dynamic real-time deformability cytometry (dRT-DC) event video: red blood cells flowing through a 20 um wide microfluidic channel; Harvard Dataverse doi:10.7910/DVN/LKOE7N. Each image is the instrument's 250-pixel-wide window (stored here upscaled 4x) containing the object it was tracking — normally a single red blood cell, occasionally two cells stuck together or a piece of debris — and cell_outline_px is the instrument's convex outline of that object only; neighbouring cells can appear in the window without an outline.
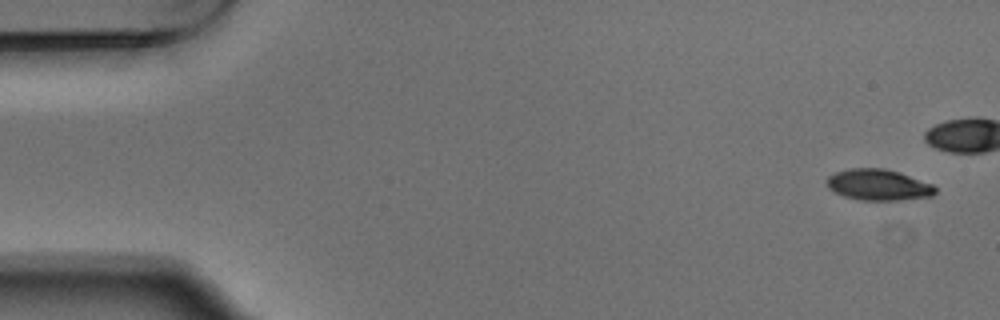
{"species": "Egyptian fruit bat (a non-hibernating species)", "species_latin": "Rousettus aegyptiacus", "temperature_condition": "warm", "stored_images_in_passage": 16, "camera_frame_rate_fps": 3000, "um_per_image_px": 0.085, "animal": {"sex": "male"}, "frame": {"image": 1, "passage_image": 1, "time_ms": 0.0, "image_size_px": [1000, 320], "cell_outline_px": [[936, 192], [932, 196], [900, 200], [860, 200], [844, 196], [832, 192], [828, 188], [828, 176], [836, 172], [848, 168], [884, 168], [900, 172], [932, 184], [936, 188]], "centroid_in_image_um": [74.66, 15.71], "position_along_channel_um": 10.3, "area_um2": 19.71}}
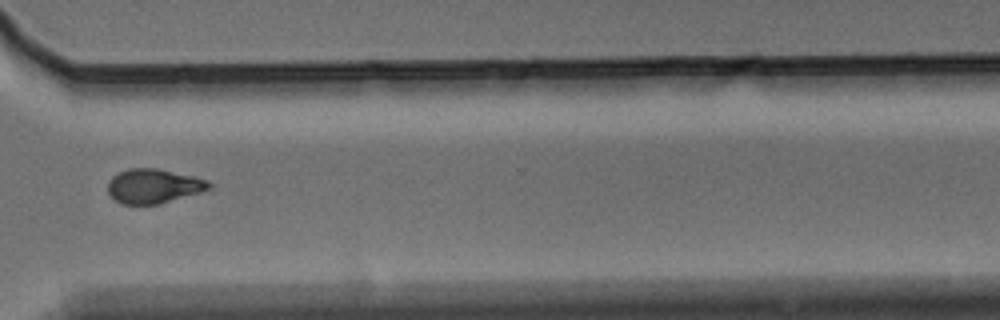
{"frame": {"image": 2, "passage_image": 12, "time_ms": 3.667, "image_size_px": [1000, 320], "cell_outline_px": [[212, 188], [200, 192], [160, 204], [120, 204], [108, 192], [108, 180], [116, 172], [128, 168], [160, 168], [208, 180], [212, 184]], "centroid_in_image_um": [13.04, 15.8], "position_along_channel_um": 357.6, "area_um2": 20.46}}
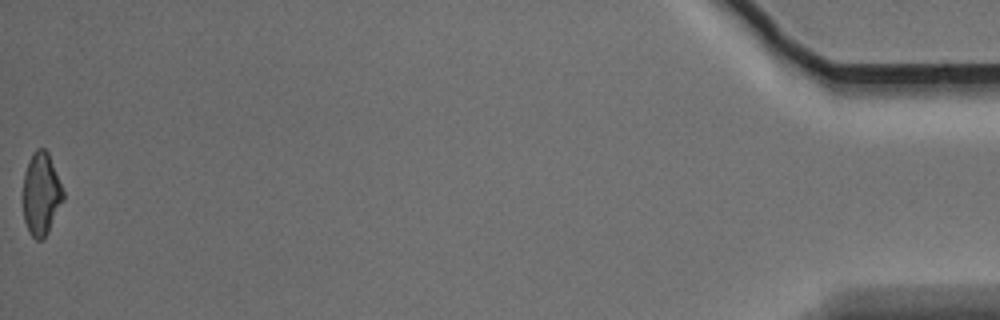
{"frame": {"image": 3, "passage_image": 16, "time_ms": 5.0, "image_size_px": [1000, 320], "cell_outline_px": [[64, 200], [48, 232], [40, 240], [36, 240], [28, 232], [24, 220], [24, 172], [28, 160], [32, 152], [36, 148], [44, 148], [48, 152], [64, 192]], "centroid_in_image_um": [3.5, 16.47], "position_along_channel_um": 431.7, "area_um2": 19.31}}